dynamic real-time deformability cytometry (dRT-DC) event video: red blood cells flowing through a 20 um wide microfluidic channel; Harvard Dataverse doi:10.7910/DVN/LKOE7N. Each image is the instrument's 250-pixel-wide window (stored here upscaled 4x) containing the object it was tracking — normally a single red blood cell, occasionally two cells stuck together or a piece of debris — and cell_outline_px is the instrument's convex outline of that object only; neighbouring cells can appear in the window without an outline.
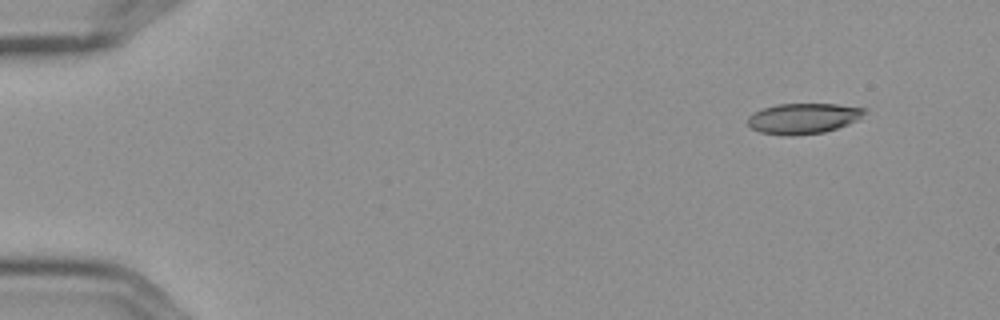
{"species": "Egyptian fruit bat (a non-hibernating species)", "species_latin": "Rousettus aegyptiacus", "temperature_condition": "cold", "stored_images_in_passage": 7, "camera_frame_rate_fps": 3000, "um_per_image_px": 0.085, "frame": {"image": 1, "passage_image": 1, "time_ms": 0.0, "image_size_px": [1000, 320], "cell_outline_px": [[868, 108], [856, 120], [848, 124], [824, 132], [784, 136], [760, 132], [752, 128], [748, 124], [748, 116], [752, 112], [776, 104], [836, 104]], "centroid_in_image_um": [68.24, 10.06], "position_along_channel_um": 16.8, "area_um2": 20.63}}
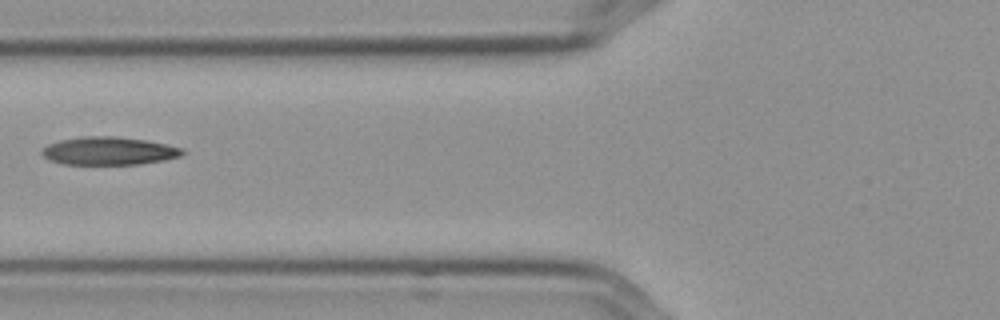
{"frame": {"image": 2, "passage_image": 6, "time_ms": 1.667, "image_size_px": [1000, 320], "cell_outline_px": [[188, 152], [180, 156], [164, 160], [140, 164], [64, 164], [52, 160], [44, 156], [40, 152], [48, 144], [60, 140], [80, 136], [116, 136], [144, 140], [184, 148]], "centroid_in_image_um": [9.29, 12.82], "position_along_channel_um": 116.5, "area_um2": 22.89}}
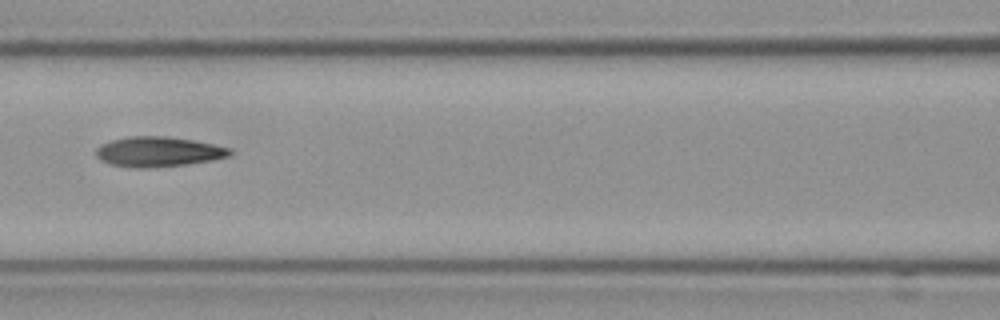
{"frame": {"image": 3, "passage_image": 7, "time_ms": 2.0, "image_size_px": [1000, 320], "cell_outline_px": [[232, 152], [228, 156], [212, 160], [184, 164], [148, 168], [128, 168], [112, 164], [100, 160], [96, 156], [96, 148], [100, 144], [112, 140], [128, 136], [164, 136], [192, 140], [232, 148]], "centroid_in_image_um": [13.41, 12.9], "position_along_channel_um": 153.2, "area_um2": 23.35}}